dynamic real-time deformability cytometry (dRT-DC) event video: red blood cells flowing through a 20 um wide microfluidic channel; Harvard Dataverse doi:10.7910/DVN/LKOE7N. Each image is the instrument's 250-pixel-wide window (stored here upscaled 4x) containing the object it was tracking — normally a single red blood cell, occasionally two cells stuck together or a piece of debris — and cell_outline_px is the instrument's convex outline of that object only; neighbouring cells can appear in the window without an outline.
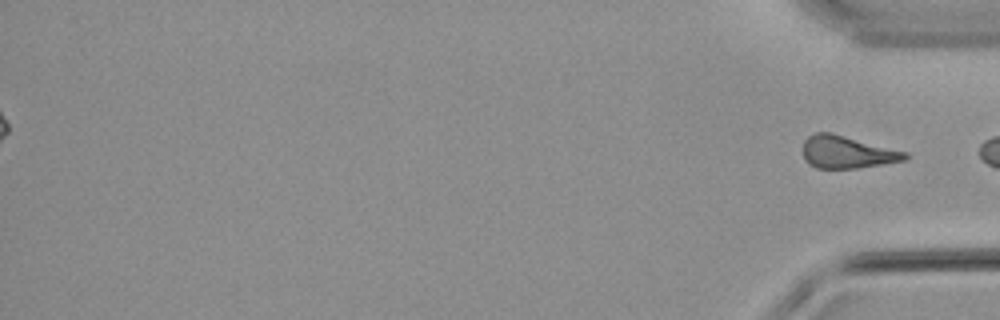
{"species": "common noctule bat (a hibernating species)", "species_latin": "Nyctalus noctula", "temperature_condition": "warm", "stored_images_in_passage": 56, "segment_of_instrument_passage": [2, 2], "camera_frame_rate_fps": 3000, "um_per_image_px": 0.085, "animal": {"sex": "male", "body_mass_g": 21.5, "forearm_length_mm": 52.0}, "frame": {"image": 1, "passage_image": 56, "time_ms": 18.333, "image_size_px": [1000, 320], "cell_outline_px": [[912, 156], [908, 160], [884, 164], [856, 168], [816, 168], [808, 164], [804, 156], [804, 140], [808, 136], [816, 132], [832, 132], [908, 152]], "centroid_in_image_um": [72.07, 12.92], "position_along_channel_um": 363.1, "area_um2": 19.59}}